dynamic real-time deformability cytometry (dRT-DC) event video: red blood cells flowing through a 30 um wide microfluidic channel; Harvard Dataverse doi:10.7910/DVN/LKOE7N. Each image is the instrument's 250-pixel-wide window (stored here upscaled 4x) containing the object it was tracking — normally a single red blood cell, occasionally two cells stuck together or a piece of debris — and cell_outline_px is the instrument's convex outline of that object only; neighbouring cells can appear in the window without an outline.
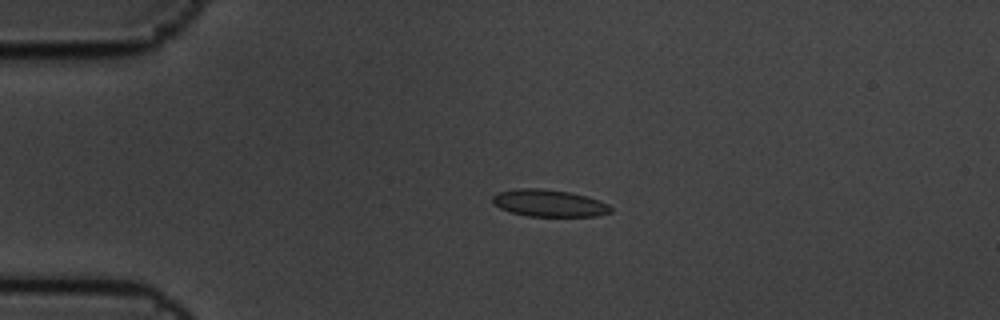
{"species": "common noctule bat (a hibernating species)", "species_latin": "Nyctalus noctula", "temperature_condition": "cold", "stored_images_in_passage": 5, "camera_frame_rate_fps": 3000, "um_per_image_px": 0.085, "animal": {"sex": "male", "body_mass_g": 19.5, "forearm_length_mm": 54.6}, "frame": {"image": 1, "passage_image": 4, "time_ms": 1.0, "image_size_px": [1000, 320], "cell_outline_px": [[612, 212], [596, 216], [528, 216], [512, 212], [500, 208], [492, 204], [492, 196], [500, 192], [516, 188], [544, 188], [568, 192], [588, 196], [600, 200], [608, 204], [612, 208]], "centroid_in_image_um": [46.68, 17.26], "position_along_channel_um": 38.3, "area_um2": 18.73}}